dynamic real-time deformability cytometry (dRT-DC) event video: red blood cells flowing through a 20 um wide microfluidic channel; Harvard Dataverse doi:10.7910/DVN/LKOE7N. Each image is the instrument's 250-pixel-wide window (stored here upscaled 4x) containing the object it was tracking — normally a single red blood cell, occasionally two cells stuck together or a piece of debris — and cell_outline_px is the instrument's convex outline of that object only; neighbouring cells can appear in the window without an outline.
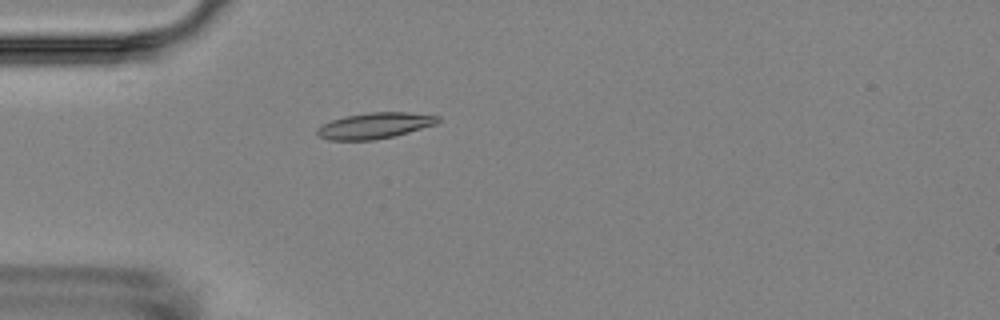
{"species": "Egyptian fruit bat (a non-hibernating species)", "species_latin": "Rousettus aegyptiacus", "temperature_condition": "room temperature", "stored_images_in_passage": 5, "camera_frame_rate_fps": 3000, "um_per_image_px": 0.085, "animal": {"sex": "female"}, "frame": {"image": 1, "passage_image": 5, "time_ms": 4.667, "image_size_px": [1000, 320], "cell_outline_px": [[440, 120], [436, 124], [408, 132], [392, 136], [372, 140], [328, 140], [320, 136], [316, 132], [316, 128], [332, 120], [344, 116], [368, 112], [408, 112], [440, 116]], "centroid_in_image_um": [31.85, 10.67], "position_along_channel_um": 53.2, "area_um2": 18.15}}